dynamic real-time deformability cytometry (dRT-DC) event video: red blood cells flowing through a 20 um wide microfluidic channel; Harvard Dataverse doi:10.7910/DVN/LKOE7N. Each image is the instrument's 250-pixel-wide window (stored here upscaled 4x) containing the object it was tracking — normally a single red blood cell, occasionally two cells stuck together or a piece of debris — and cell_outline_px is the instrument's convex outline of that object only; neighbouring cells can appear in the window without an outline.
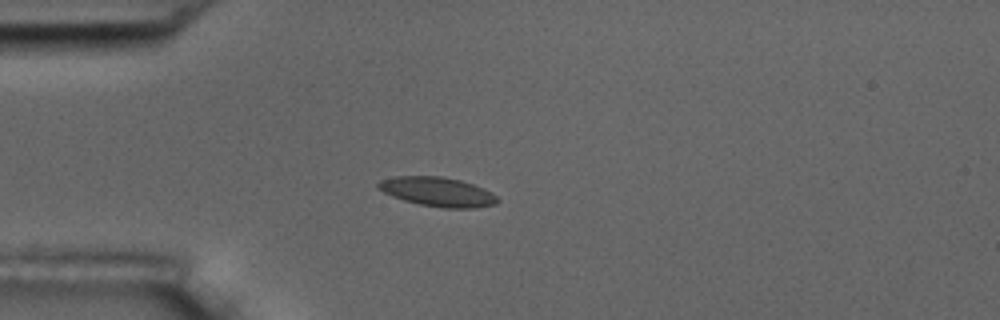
{"species": "common noctule bat (a hibernating species)", "species_latin": "Nyctalus noctula", "temperature_condition": "room temperature", "stored_images_in_passage": 3, "camera_frame_rate_fps": 3000, "um_per_image_px": 0.085, "animal": {"sex": "male", "body_mass_g": 17.5, "forearm_length_mm": 52.3}, "frame": {"image": 1, "passage_image": 3, "time_ms": 0.667, "image_size_px": [1000, 320], "cell_outline_px": [[500, 200], [496, 204], [476, 208], [444, 208], [420, 204], [404, 200], [392, 196], [376, 188], [376, 184], [380, 180], [396, 176], [444, 176], [460, 180], [484, 188], [492, 192]], "centroid_in_image_um": [37.2, 16.3], "position_along_channel_um": 47.8, "area_um2": 20.46}}